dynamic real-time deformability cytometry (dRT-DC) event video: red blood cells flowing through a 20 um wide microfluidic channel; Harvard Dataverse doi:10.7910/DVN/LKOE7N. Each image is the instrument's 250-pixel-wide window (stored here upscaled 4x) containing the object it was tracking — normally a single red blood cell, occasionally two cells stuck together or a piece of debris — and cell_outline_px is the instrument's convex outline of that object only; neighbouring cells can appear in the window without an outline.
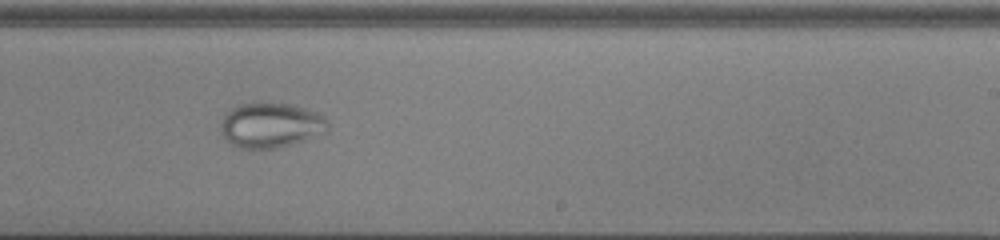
{"species": "common noctule bat (a hibernating species)", "species_latin": "Nyctalus noctula", "temperature_condition": "cold", "stored_images_in_passage": 54, "camera_frame_rate_fps": 3000, "um_per_image_px": 0.085, "animal": {"sex": "male", "body_mass_g": 13.0, "forearm_length_mm": 53.1}, "frame": {"image": 1, "passage_image": 35, "time_ms": 11.333, "image_size_px": [1000, 240], "cell_outline_px": [[328, 132], [304, 140], [276, 148], [240, 148], [232, 144], [224, 136], [220, 128], [220, 124], [228, 108], [236, 104], [260, 100], [264, 100], [292, 104], [316, 112], [324, 116], [328, 120]], "centroid_in_image_um": [23.0, 10.58], "position_along_channel_um": 266.0, "area_um2": 28.78}}
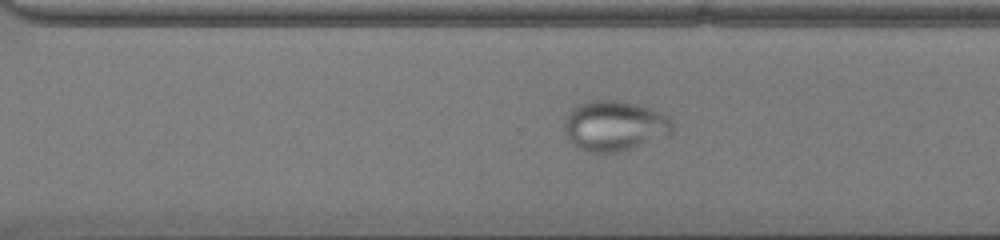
{"frame": {"image": 2, "passage_image": 39, "time_ms": 12.667, "image_size_px": [1000, 240], "cell_outline_px": [[672, 132], [668, 136], [616, 152], [584, 152], [568, 140], [564, 132], [564, 120], [568, 112], [572, 108], [580, 104], [592, 100], [612, 100], [636, 104], [660, 112], [668, 116], [672, 124]], "centroid_in_image_um": [52.19, 10.7], "position_along_channel_um": 318.4, "area_um2": 31.5}}